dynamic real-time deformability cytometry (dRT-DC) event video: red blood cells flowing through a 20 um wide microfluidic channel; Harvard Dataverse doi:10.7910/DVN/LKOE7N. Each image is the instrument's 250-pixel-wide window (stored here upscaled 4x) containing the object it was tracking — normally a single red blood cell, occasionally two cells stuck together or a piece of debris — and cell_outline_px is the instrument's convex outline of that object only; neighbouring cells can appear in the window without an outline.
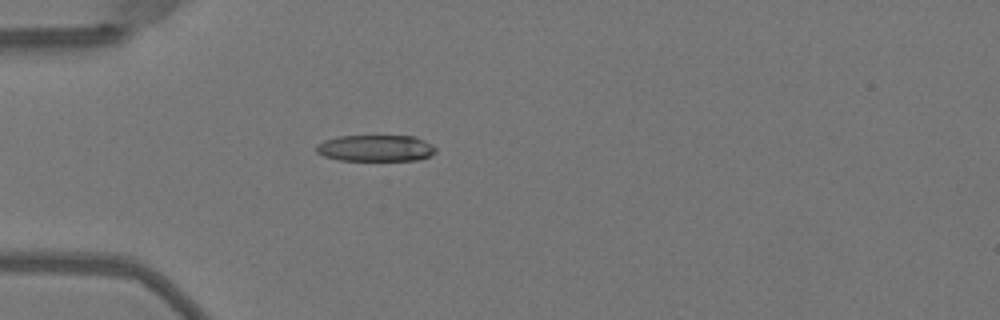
{"species": "Egyptian fruit bat (a non-hibernating species)", "species_latin": "Rousettus aegyptiacus", "temperature_condition": "warm", "stored_images_in_passage": 48, "camera_frame_rate_fps": 3000, "um_per_image_px": 0.085, "animal": {"sex": "female"}, "frame": {"image": 1, "passage_image": 16, "time_ms": 5.0, "image_size_px": [1000, 320], "cell_outline_px": [[436, 152], [428, 156], [416, 160], [340, 160], [324, 156], [316, 152], [316, 144], [324, 140], [336, 136], [416, 136], [432, 144], [436, 148]], "centroid_in_image_um": [31.91, 12.58], "position_along_channel_um": 53.1, "area_um2": 18.44}}
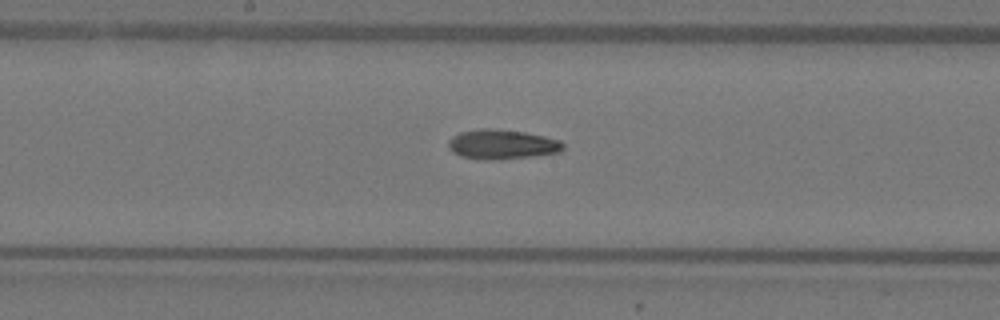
{"frame": {"image": 2, "passage_image": 28, "time_ms": 9.0, "image_size_px": [1000, 320], "cell_outline_px": [[564, 148], [560, 152], [532, 156], [460, 156], [452, 152], [448, 148], [448, 140], [452, 136], [460, 132], [480, 128], [492, 128], [524, 132], [544, 136], [560, 140], [564, 144]], "centroid_in_image_um": [42.68, 12.2], "position_along_channel_um": 205.5, "area_um2": 18.79}}
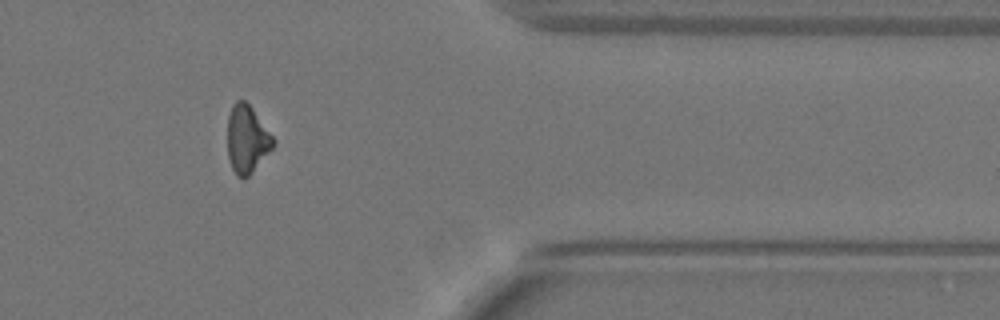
{"frame": {"image": 3, "passage_image": 43, "time_ms": 14.0, "image_size_px": [1000, 320], "cell_outline_px": [[276, 144], [248, 176], [244, 180], [236, 176], [232, 168], [228, 156], [228, 116], [232, 104], [236, 100], [244, 100], [252, 108], [276, 140]], "centroid_in_image_um": [20.99, 11.84], "position_along_channel_um": 390.4, "area_um2": 18.03}}